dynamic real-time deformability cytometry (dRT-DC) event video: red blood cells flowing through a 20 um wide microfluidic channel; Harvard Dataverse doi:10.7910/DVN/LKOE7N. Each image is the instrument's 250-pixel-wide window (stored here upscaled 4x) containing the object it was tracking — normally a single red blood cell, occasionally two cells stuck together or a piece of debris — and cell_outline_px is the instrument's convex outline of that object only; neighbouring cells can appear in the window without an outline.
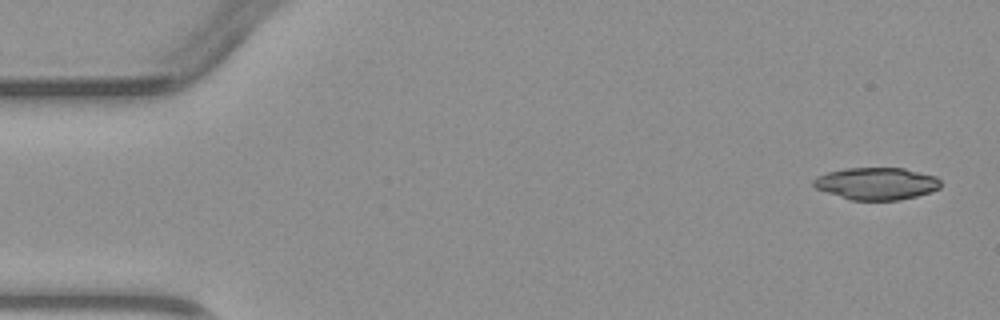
{"species": "common noctule bat (a hibernating species)", "species_latin": "Nyctalus noctula", "temperature_condition": "warm", "stored_images_in_passage": 4, "camera_frame_rate_fps": 3000, "um_per_image_px": 0.085, "animal": {"sex": "male", "body_mass_g": 23.1, "forearm_length_mm": 52.7}, "frame": {"image": 1, "passage_image": 1, "time_ms": 0.0, "image_size_px": [1000, 320], "cell_outline_px": [[940, 188], [916, 196], [900, 200], [852, 200], [816, 188], [812, 184], [812, 180], [816, 176], [828, 172], [848, 168], [904, 168], [936, 176], [940, 180]], "centroid_in_image_um": [74.5, 15.6], "position_along_channel_um": 10.5, "area_um2": 23.7}}
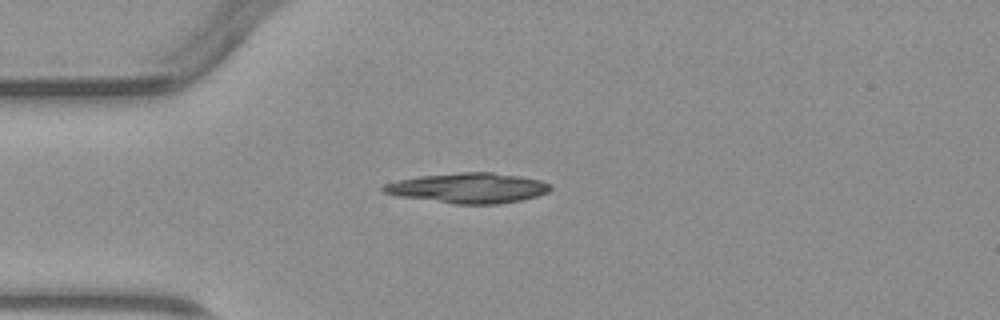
{"frame": {"image": 2, "passage_image": 4, "time_ms": 3.333, "image_size_px": [1000, 320], "cell_outline_px": [[552, 188], [548, 192], [536, 196], [520, 200], [500, 204], [452, 204], [396, 196], [380, 192], [380, 188], [384, 184], [396, 180], [420, 176], [460, 172], [492, 172], [520, 176], [540, 180], [552, 184]], "centroid_in_image_um": [39.76, 15.98], "position_along_channel_um": 45.2, "area_um2": 29.71}}